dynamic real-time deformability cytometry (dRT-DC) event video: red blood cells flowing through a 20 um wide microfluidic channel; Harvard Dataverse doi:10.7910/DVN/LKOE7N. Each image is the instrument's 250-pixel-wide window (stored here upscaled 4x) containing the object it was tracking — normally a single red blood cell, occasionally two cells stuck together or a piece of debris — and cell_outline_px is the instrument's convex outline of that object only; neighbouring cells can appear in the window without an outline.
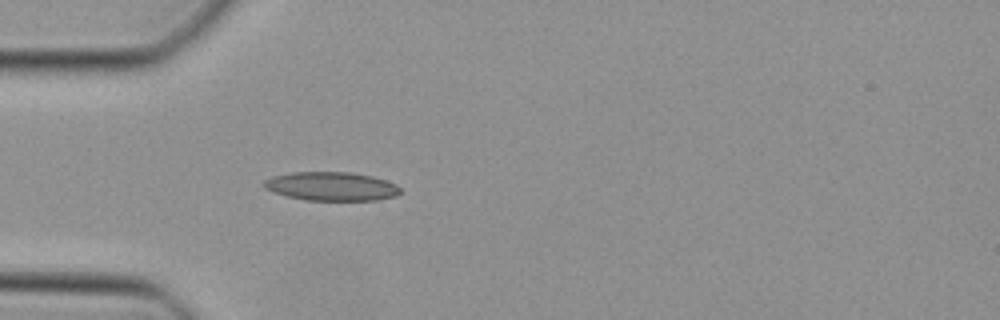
{"species": "Egyptian fruit bat (a non-hibernating species)", "species_latin": "Rousettus aegyptiacus", "temperature_condition": "cold", "stored_images_in_passage": 4, "camera_frame_rate_fps": 3000, "um_per_image_px": 0.085, "animal": {"sex": "female"}, "frame": {"image": 1, "passage_image": 1, "time_ms": 0.0, "image_size_px": [1000, 320], "cell_outline_px": [[400, 192], [396, 196], [376, 200], [304, 200], [288, 196], [264, 188], [264, 180], [272, 176], [292, 172], [352, 172], [372, 176], [396, 184], [400, 188]], "centroid_in_image_um": [28.17, 15.83], "position_along_channel_um": 56.8, "area_um2": 22.72}}
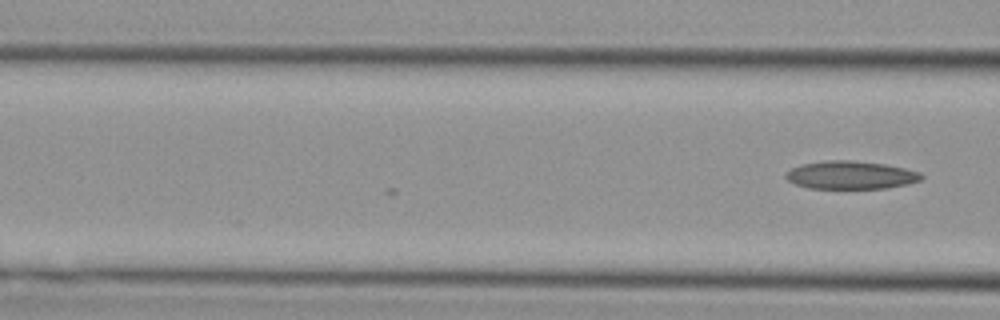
{"frame": {"image": 2, "passage_image": 4, "time_ms": 1.0, "image_size_px": [1000, 320], "cell_outline_px": [[924, 176], [920, 180], [908, 184], [888, 188], [808, 188], [796, 184], [788, 180], [784, 176], [792, 168], [800, 164], [828, 160], [852, 160], [884, 164], [904, 168], [920, 172]], "centroid_in_image_um": [72.32, 14.88], "position_along_channel_um": 94.3, "area_um2": 22.08}}